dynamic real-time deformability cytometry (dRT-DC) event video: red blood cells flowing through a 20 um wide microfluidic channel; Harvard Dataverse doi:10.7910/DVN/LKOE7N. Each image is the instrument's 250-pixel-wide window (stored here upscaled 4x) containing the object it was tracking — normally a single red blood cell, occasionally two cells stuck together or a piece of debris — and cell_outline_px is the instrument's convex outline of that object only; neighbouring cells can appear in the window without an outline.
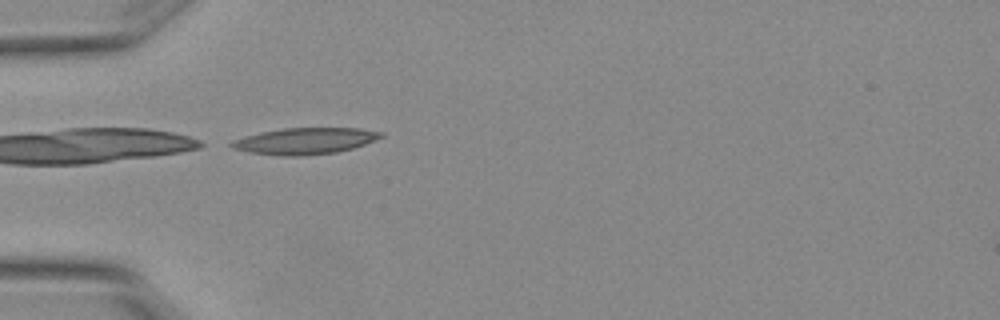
{"species": "Egyptian fruit bat (a non-hibernating species)", "species_latin": "Rousettus aegyptiacus", "temperature_condition": "warm", "stored_images_in_passage": 1, "camera_frame_rate_fps": 3000, "um_per_image_px": 0.085, "animal": {"sex": "female"}, "frame": {"image": 1, "passage_image": 1, "time_ms": 0.0, "image_size_px": [1000, 320], "cell_outline_px": [[384, 136], [364, 144], [352, 148], [336, 152], [300, 156], [280, 156], [252, 152], [232, 148], [228, 144], [232, 140], [244, 136], [260, 132], [284, 128], [360, 128], [384, 132]], "centroid_in_image_um": [25.91, 11.98], "position_along_channel_um": 59.1, "area_um2": 22.95}}